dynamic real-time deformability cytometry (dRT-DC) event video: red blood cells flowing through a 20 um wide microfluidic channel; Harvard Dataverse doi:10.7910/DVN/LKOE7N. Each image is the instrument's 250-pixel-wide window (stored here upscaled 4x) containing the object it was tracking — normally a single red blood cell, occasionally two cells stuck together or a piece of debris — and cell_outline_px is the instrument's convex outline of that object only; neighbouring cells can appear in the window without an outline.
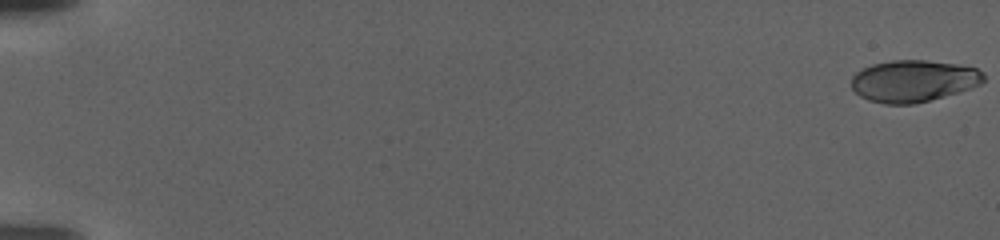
{"species": "human", "species_latin": "Homo sapiens", "temperature_condition": "warm", "stored_images_in_passage": 111, "camera_frame_rate_fps": 3000, "um_per_image_px": 0.085, "donor": {"sex": "female"}, "frame": {"image": 1, "passage_image": 1, "time_ms": 0.0, "image_size_px": [1000, 240], "cell_outline_px": [[984, 80], [980, 84], [956, 92], [928, 100], [912, 104], [884, 104], [868, 100], [860, 96], [852, 88], [852, 76], [856, 72], [872, 64], [892, 60], [924, 60], [956, 64], [976, 68], [984, 76]], "centroid_in_image_um": [77.59, 6.87], "position_along_channel_um": 7.4, "area_um2": 31.79}}
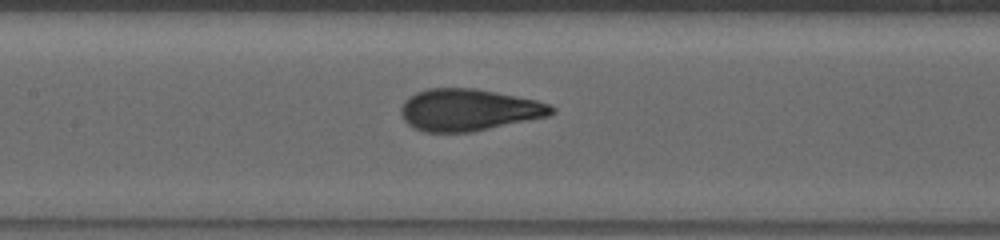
{"frame": {"image": 2, "passage_image": 57, "time_ms": 18.667, "image_size_px": [1000, 240], "cell_outline_px": [[556, 112], [548, 116], [472, 132], [424, 132], [412, 128], [404, 120], [400, 112], [400, 108], [404, 100], [408, 96], [416, 92], [428, 88], [472, 88], [496, 92], [536, 100], [548, 104], [556, 108]], "centroid_in_image_um": [39.8, 9.34], "position_along_channel_um": 167.6, "area_um2": 36.88}}
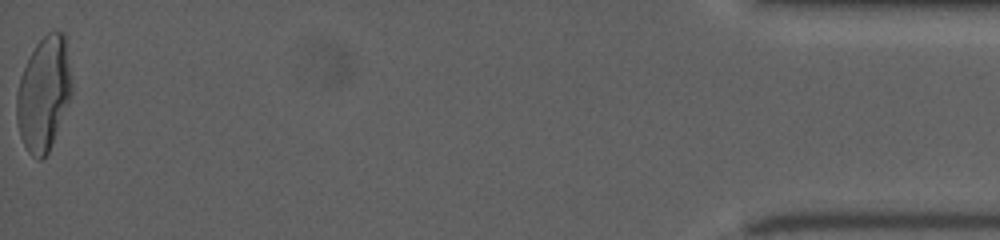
{"frame": {"image": 3, "passage_image": 111, "time_ms": 36.667, "image_size_px": [1000, 240], "cell_outline_px": [[72, 92], [48, 152], [40, 160], [36, 160], [28, 152], [20, 136], [16, 120], [16, 92], [20, 76], [36, 44], [48, 32], [64, 32], [72, 80]], "centroid_in_image_um": [3.7, 7.97], "position_along_channel_um": 431.5, "area_um2": 36.24}}